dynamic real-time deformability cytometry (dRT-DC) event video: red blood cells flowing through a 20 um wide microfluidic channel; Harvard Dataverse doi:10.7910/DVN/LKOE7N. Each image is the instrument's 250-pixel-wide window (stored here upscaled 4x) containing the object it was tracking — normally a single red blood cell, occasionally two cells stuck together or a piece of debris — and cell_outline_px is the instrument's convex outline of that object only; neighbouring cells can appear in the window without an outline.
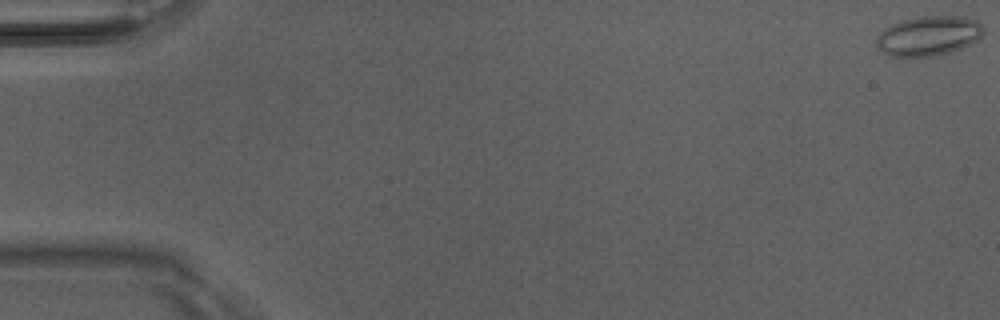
{"species": "Egyptian fruit bat (a non-hibernating species)", "species_latin": "Rousettus aegyptiacus", "temperature_condition": "room temperature", "stored_images_in_passage": 6, "camera_frame_rate_fps": 3000, "um_per_image_px": 0.085, "animal": {"sex": "male"}, "frame": {"image": 1, "passage_image": 1, "time_ms": 0.0, "image_size_px": [1000, 320], "cell_outline_px": [[984, 32], [976, 40], [952, 52], [932, 56], [888, 56], [876, 44], [876, 40], [880, 32], [892, 24], [904, 20], [920, 16], [964, 16], [976, 20], [984, 28]], "centroid_in_image_um": [78.94, 3.04], "position_along_channel_um": 6.1, "area_um2": 24.51}}